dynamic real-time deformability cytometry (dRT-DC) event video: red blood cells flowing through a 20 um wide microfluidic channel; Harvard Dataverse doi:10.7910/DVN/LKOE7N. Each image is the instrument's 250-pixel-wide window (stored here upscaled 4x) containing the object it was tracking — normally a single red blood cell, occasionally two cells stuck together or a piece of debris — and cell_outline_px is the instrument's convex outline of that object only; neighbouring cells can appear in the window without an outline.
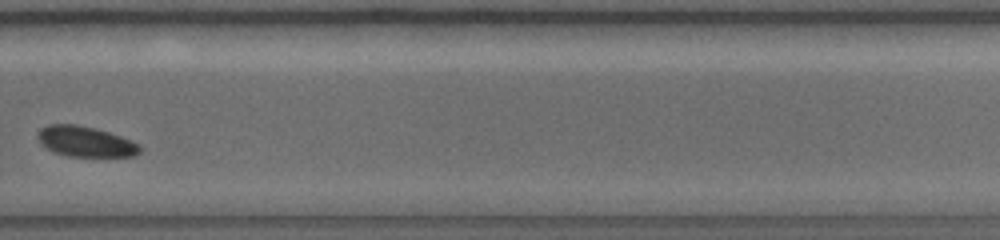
{"species": "common noctule bat (a hibernating species)", "species_latin": "Nyctalus noctula", "temperature_condition": "warm", "stored_images_in_passage": 19, "camera_frame_rate_fps": 5000, "um_per_image_px": 0.085, "animal": {"sex": "female", "body_mass_g": 19.0, "forearm_length_mm": 56.7}, "frame": {"image": 1, "passage_image": 16, "time_ms": 4.2, "image_size_px": [1000, 240], "cell_outline_px": [[144, 148], [140, 152], [132, 156], [68, 156], [56, 152], [48, 148], [36, 136], [48, 124], [76, 124], [96, 128], [132, 140], [140, 144]], "centroid_in_image_um": [7.35, 12.03], "position_along_channel_um": 322.5, "area_um2": 17.86}}